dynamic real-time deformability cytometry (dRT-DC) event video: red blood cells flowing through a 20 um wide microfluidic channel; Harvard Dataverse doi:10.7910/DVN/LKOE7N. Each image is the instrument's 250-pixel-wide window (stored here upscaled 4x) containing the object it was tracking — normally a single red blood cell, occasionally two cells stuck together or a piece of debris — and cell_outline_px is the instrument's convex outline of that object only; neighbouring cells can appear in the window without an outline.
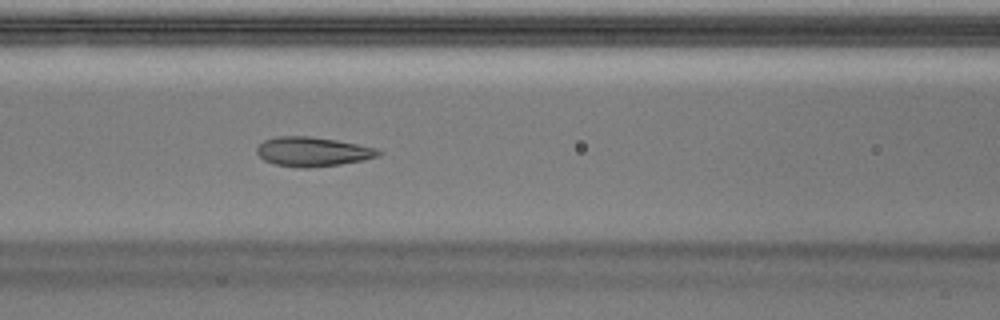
{"species": "Egyptian fruit bat (a non-hibernating species)", "species_latin": "Rousettus aegyptiacus", "temperature_condition": "warm", "stored_images_in_passage": 49, "camera_frame_rate_fps": 3000, "um_per_image_px": 0.085, "animal": {"sex": "male"}, "frame": {"image": 1, "passage_image": 21, "time_ms": 6.667, "image_size_px": [1000, 320], "cell_outline_px": [[384, 152], [380, 156], [364, 160], [340, 164], [308, 168], [304, 168], [272, 164], [264, 160], [256, 152], [256, 148], [264, 140], [276, 136], [308, 136], [336, 140], [376, 148]], "centroid_in_image_um": [26.58, 12.89], "position_along_channel_um": 140.0, "area_um2": 20.87}}
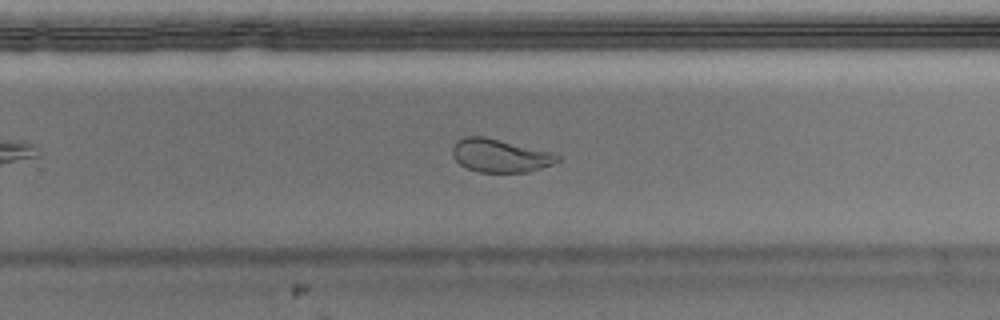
{"frame": {"image": 2, "passage_image": 32, "time_ms": 10.333, "image_size_px": [1000, 320], "cell_outline_px": [[560, 160], [552, 164], [528, 172], [480, 172], [468, 168], [460, 164], [452, 156], [452, 148], [456, 140], [464, 136], [484, 136], [552, 152], [560, 156]], "centroid_in_image_um": [42.48, 13.22], "position_along_channel_um": 287.3, "area_um2": 20.29}}
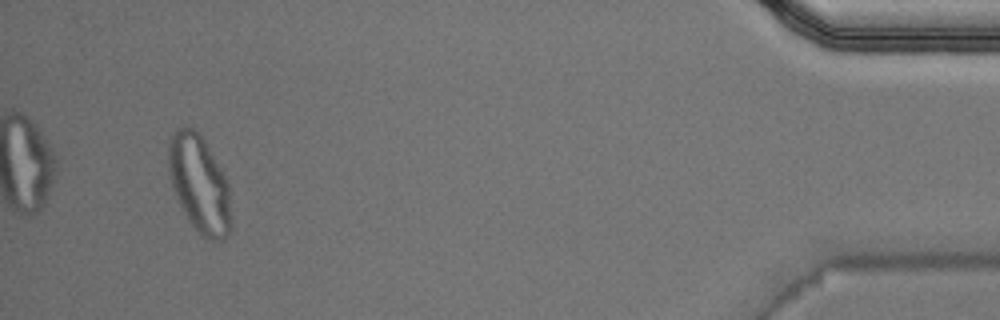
{"frame": {"image": 3, "passage_image": 47, "time_ms": 15.333, "image_size_px": [1000, 320], "cell_outline_px": [[232, 224], [228, 236], [224, 240], [216, 244], [200, 236], [188, 220], [172, 188], [168, 172], [168, 144], [176, 128], [184, 124], [200, 132], [228, 180]], "centroid_in_image_um": [16.96, 15.67], "position_along_channel_um": 418.2, "area_um2": 36.47}, "authors_computed_cell_mechanics": {"area_um2": 21.3282, "velocity_mm_per_s": 4.0261, "shape_relaxation_time_tau1_ms": 5.9526, "shape_relaxation_time_tau2_ms": 0.8172, "deformation_change_tau1": 0.2244, "deformation_change_tau2": 0.0733}}